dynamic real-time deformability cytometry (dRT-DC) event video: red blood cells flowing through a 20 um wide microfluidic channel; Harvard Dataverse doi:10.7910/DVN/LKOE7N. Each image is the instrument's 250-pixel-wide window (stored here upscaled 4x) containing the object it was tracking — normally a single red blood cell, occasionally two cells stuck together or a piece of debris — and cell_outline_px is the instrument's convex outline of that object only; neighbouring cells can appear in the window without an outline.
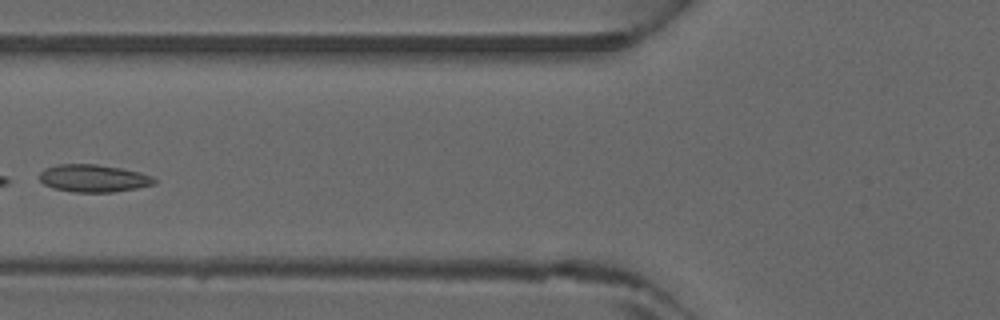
{"species": "common noctule bat (a hibernating species)", "species_latin": "Nyctalus noctula", "temperature_condition": "warm", "stored_images_in_passage": 4, "camera_frame_rate_fps": 3000, "um_per_image_px": 0.085, "animal": {"sex": "male", "forearm_length_mm": 52.5}, "frame": {"image": 1, "passage_image": 4, "time_ms": 1.0, "image_size_px": [1000, 320], "cell_outline_px": [[156, 184], [136, 188], [112, 192], [72, 192], [52, 188], [44, 184], [40, 180], [40, 172], [44, 168], [60, 164], [96, 164], [120, 168], [140, 172], [152, 176], [156, 180]], "centroid_in_image_um": [7.94, 15.15], "position_along_channel_um": 117.9, "area_um2": 18.44}}